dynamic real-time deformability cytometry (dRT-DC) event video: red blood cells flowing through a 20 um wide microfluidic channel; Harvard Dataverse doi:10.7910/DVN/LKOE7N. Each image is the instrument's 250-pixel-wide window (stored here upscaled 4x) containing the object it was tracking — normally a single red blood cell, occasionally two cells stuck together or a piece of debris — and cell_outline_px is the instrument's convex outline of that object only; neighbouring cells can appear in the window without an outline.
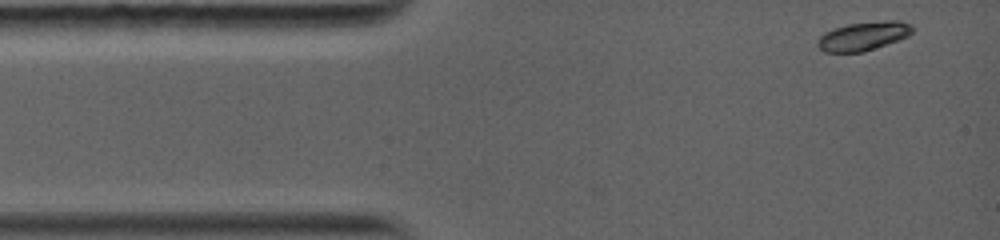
{"species": "common noctule bat (a hibernating species)", "species_latin": "Nyctalus noctula", "temperature_condition": "warm", "stored_images_in_passage": 51, "camera_frame_rate_fps": 5000, "um_per_image_px": 0.085, "animal": {"sex": "female", "body_mass_g": 19.0, "forearm_length_mm": 56.7}, "frame": {"image": 1, "passage_image": 1, "time_ms": 0.0, "image_size_px": [1000, 240], "cell_outline_px": [[912, 32], [908, 36], [864, 52], [824, 52], [816, 44], [816, 40], [824, 32], [848, 24], [888, 20], [900, 20], [912, 24]], "centroid_in_image_um": [73.38, 3.06], "position_along_channel_um": 11.6, "area_um2": 15.84}}
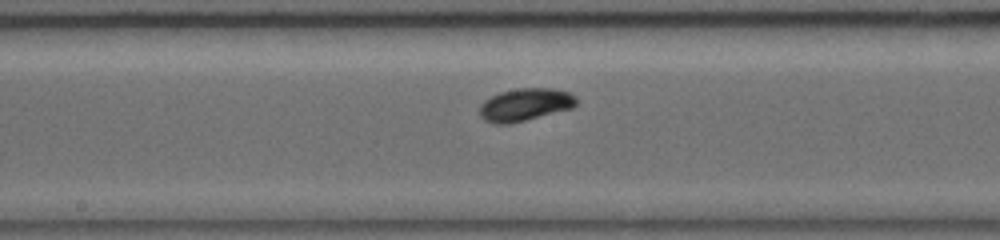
{"frame": {"image": 2, "passage_image": 22, "time_ms": 6.2, "image_size_px": [1000, 240], "cell_outline_px": [[576, 104], [572, 108], [512, 124], [496, 124], [484, 120], [480, 116], [480, 104], [484, 100], [500, 92], [516, 88], [552, 88], [568, 92], [576, 96]], "centroid_in_image_um": [44.62, 8.9], "position_along_channel_um": 203.6, "area_um2": 18.5}}
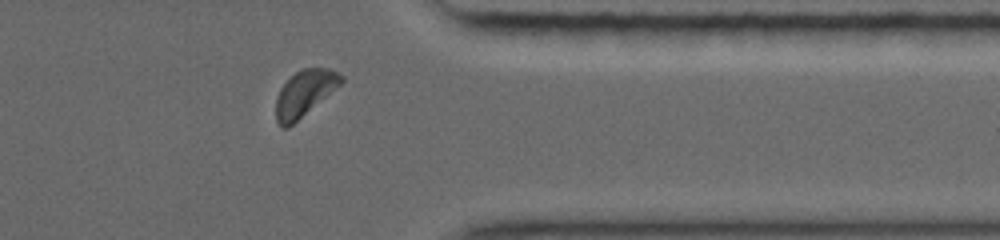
{"frame": {"image": 3, "passage_image": 44, "time_ms": 10.8, "image_size_px": [1000, 240], "cell_outline_px": [[344, 80], [340, 84], [288, 128], [280, 128], [276, 120], [276, 96], [280, 88], [296, 72], [304, 68], [328, 68], [344, 76]], "centroid_in_image_um": [25.85, 7.94], "position_along_channel_um": 385.5, "area_um2": 17.11}, "authors_computed_cell_mechanics": {"area_um2": 17.051, "velocity_mm_per_s": 4.0807, "shape_relaxation_time_tau1_ms": 0.7195, "shape_relaxation_time_tau2_ms": null, "deformation_change_tau1": 0.0832, "deformation_change_tau2": null}}